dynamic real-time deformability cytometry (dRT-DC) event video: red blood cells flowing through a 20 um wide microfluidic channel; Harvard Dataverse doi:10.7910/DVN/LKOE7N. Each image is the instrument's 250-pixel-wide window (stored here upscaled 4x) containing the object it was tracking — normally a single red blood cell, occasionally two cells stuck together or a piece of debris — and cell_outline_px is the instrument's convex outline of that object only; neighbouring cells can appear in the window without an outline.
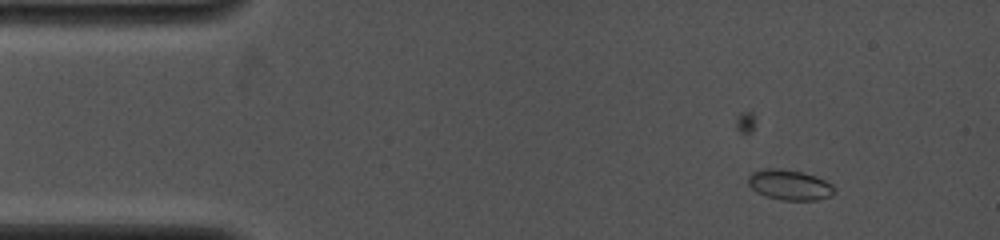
{"species": "common noctule bat (a hibernating species)", "species_latin": "Nyctalus noctula", "temperature_condition": "cold", "stored_images_in_passage": 5, "camera_frame_rate_fps": 4000, "um_per_image_px": 0.085, "animal": {"sex": "female", "body_mass_g": 19.0, "forearm_length_mm": 53.3}, "frame": {"image": 1, "passage_image": 1, "time_ms": 0.0, "image_size_px": [1000, 240], "cell_outline_px": [[836, 192], [832, 196], [816, 200], [780, 200], [756, 192], [748, 184], [748, 176], [752, 172], [764, 168], [780, 168], [800, 172], [816, 176], [832, 184], [836, 188]], "centroid_in_image_um": [67.13, 15.71], "position_along_channel_um": 17.9, "area_um2": 15.32}}
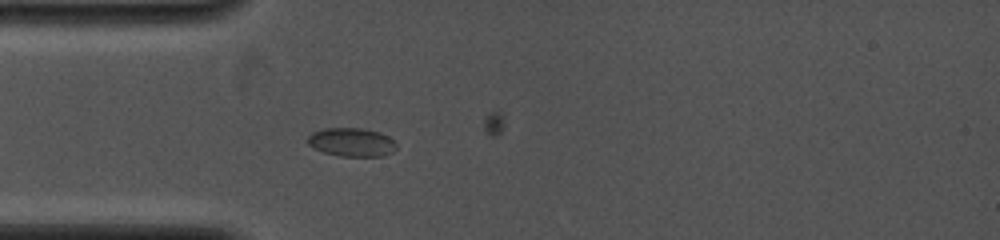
{"frame": {"image": 2, "passage_image": 4, "time_ms": 2.75, "image_size_px": [1000, 240], "cell_outline_px": [[396, 148], [392, 152], [384, 156], [340, 156], [324, 152], [308, 144], [308, 136], [312, 132], [324, 128], [364, 128], [380, 132], [388, 136], [396, 144]], "centroid_in_image_um": [29.9, 12.08], "position_along_channel_um": 55.1, "area_um2": 14.74}}